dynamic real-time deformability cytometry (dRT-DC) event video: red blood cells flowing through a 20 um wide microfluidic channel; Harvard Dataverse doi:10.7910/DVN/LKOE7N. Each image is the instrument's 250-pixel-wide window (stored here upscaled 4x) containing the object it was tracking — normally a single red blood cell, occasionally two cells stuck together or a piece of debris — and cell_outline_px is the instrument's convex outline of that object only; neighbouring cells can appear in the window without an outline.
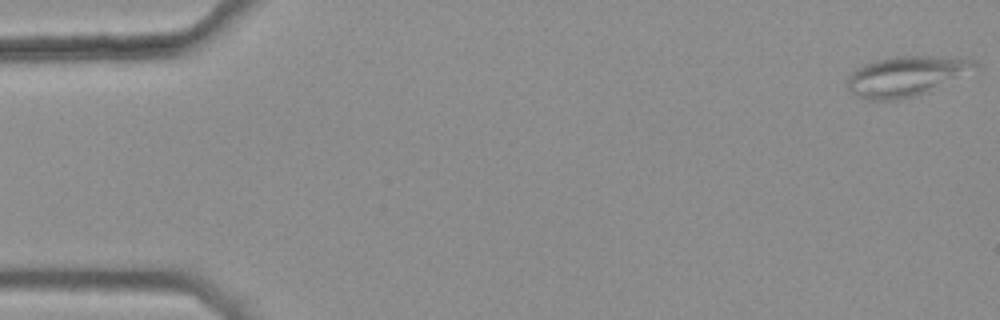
{"species": "common noctule bat (a hibernating species)", "species_latin": "Nyctalus noctula", "temperature_condition": "warm", "stored_images_in_passage": 48, "segment_of_instrument_passage": [1, 2], "camera_frame_rate_fps": 3000, "um_per_image_px": 0.085, "animal": {"sex": "female", "body_mass_g": 25.1}, "frame": {"image": 1, "passage_image": 1, "time_ms": 0.0, "image_size_px": [1000, 320], "cell_outline_px": [[980, 68], [976, 76], [916, 96], [896, 100], [864, 100], [856, 96], [848, 88], [848, 76], [856, 68], [864, 64], [876, 60], [896, 56], [936, 56], [972, 60], [980, 64]], "centroid_in_image_um": [77.21, 6.49], "position_along_channel_um": 7.8, "area_um2": 31.04}}